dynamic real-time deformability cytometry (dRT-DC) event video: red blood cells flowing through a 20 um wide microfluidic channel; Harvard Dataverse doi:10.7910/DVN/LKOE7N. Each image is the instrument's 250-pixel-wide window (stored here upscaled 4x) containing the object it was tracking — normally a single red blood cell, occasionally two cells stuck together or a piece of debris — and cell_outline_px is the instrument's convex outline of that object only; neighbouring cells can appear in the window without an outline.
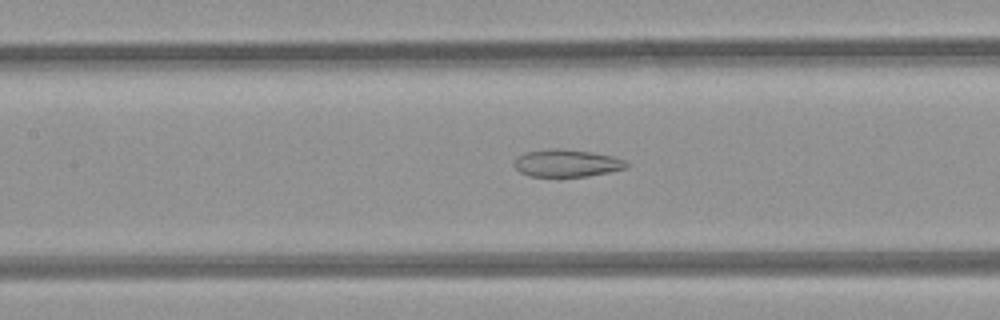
{"species": "common noctule bat (a hibernating species)", "species_latin": "Nyctalus noctula", "temperature_condition": "room temperature", "stored_images_in_passage": 29, "camera_frame_rate_fps": 3000, "um_per_image_px": 0.085, "animal": {"sex": "female", "body_mass_g": 21.9}, "frame": {"image": 1, "passage_image": 8, "time_ms": 2.333, "image_size_px": [1000, 320], "cell_outline_px": [[628, 164], [624, 168], [608, 172], [588, 176], [528, 176], [520, 172], [512, 164], [516, 156], [524, 152], [552, 148], [560, 148], [592, 152], [612, 156], [624, 160]], "centroid_in_image_um": [48.1, 13.85], "position_along_channel_um": 159.3, "area_um2": 17.92}}
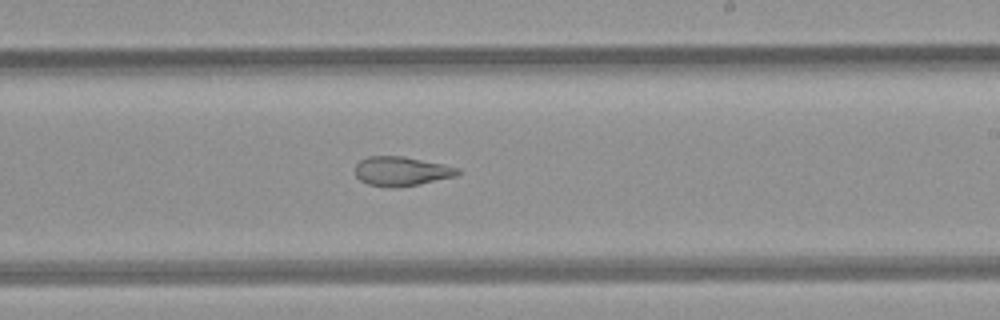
{"frame": {"image": 2, "passage_image": 15, "time_ms": 4.667, "image_size_px": [1000, 320], "cell_outline_px": [[460, 172], [456, 176], [396, 188], [368, 184], [360, 180], [356, 176], [356, 164], [360, 160], [368, 156], [400, 156], [460, 168]], "centroid_in_image_um": [34.08, 14.55], "position_along_channel_um": 254.9, "area_um2": 17.11}}
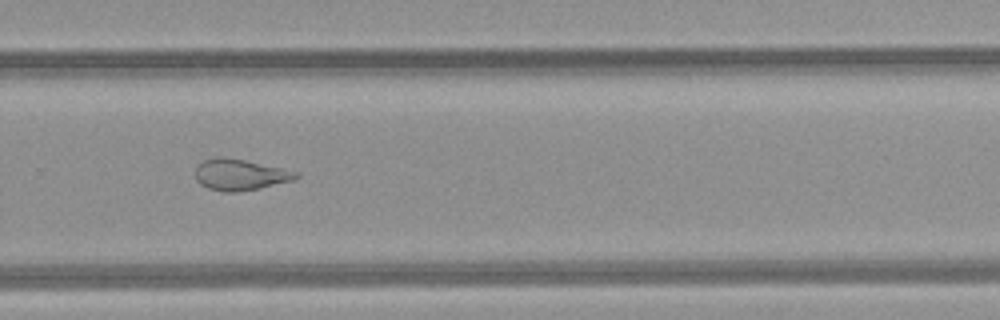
{"frame": {"image": 3, "passage_image": 19, "time_ms": 6.0, "image_size_px": [1000, 320], "cell_outline_px": [[300, 176], [296, 180], [260, 188], [236, 192], [224, 192], [208, 188], [200, 184], [196, 180], [196, 168], [204, 160], [216, 156], [224, 156], [244, 160], [300, 172]], "centroid_in_image_um": [20.43, 14.85], "position_along_channel_um": 309.4, "area_um2": 18.38}, "authors_computed_cell_mechanics": {"area_um2": 18.5538, "velocity_mm_per_s": 4.1102, "shape_relaxation_time_tau1_ms": null, "shape_relaxation_time_tau2_ms": 2.9821, "deformation_change_tau1": null, "deformation_change_tau2": 0.1224}}